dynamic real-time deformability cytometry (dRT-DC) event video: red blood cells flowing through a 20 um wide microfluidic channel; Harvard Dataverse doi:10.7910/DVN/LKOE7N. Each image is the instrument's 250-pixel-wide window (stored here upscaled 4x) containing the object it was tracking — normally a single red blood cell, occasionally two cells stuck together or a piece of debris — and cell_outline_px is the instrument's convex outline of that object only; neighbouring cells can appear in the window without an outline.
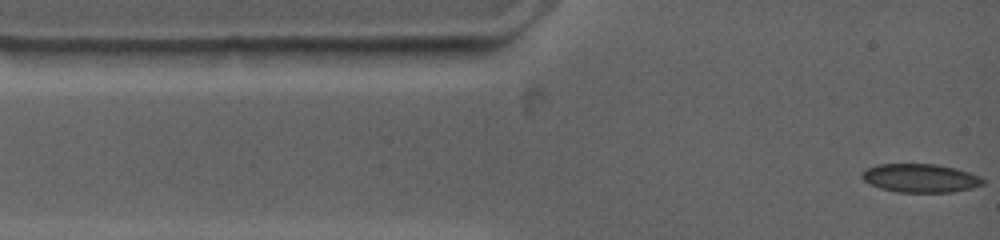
{"species": "common noctule bat (a hibernating species)", "species_latin": "Nyctalus noctula", "temperature_condition": "warm", "stored_images_in_passage": 65, "camera_frame_rate_fps": 4500, "um_per_image_px": 0.085, "animal": {"sex": "female", "body_mass_g": 19.0, "forearm_length_mm": 53.3}, "frame": {"image": 1, "passage_image": 1, "time_ms": 0.0, "image_size_px": [1000, 240], "cell_outline_px": [[984, 184], [972, 188], [952, 192], [900, 192], [880, 188], [864, 180], [860, 176], [868, 168], [876, 164], [936, 164], [956, 168], [980, 176], [984, 180]], "centroid_in_image_um": [78.26, 15.13], "position_along_channel_um": 6.7, "area_um2": 20.0}}
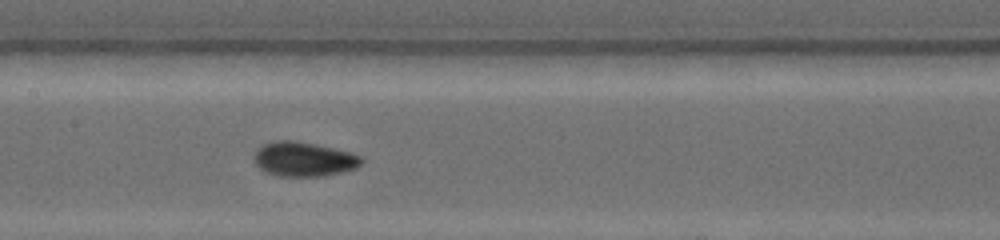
{"frame": {"image": 2, "passage_image": 23, "time_ms": 5.778, "image_size_px": [1000, 240], "cell_outline_px": [[364, 160], [356, 168], [344, 172], [324, 176], [276, 176], [264, 172], [252, 160], [252, 156], [256, 148], [264, 144], [276, 140], [292, 140], [316, 144], [348, 152], [360, 156]], "centroid_in_image_um": [25.76, 13.53], "position_along_channel_um": 181.6, "area_um2": 21.79}}
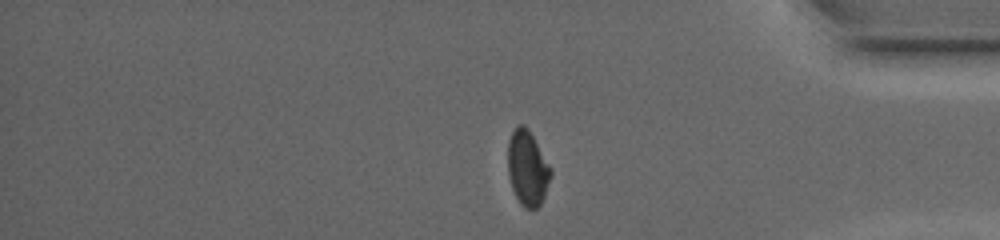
{"frame": {"image": 3, "passage_image": 52, "time_ms": 12.0, "image_size_px": [1000, 240], "cell_outline_px": [[552, 176], [544, 196], [540, 204], [536, 208], [524, 208], [520, 204], [512, 188], [508, 176], [508, 140], [516, 124], [524, 124], [528, 128], [552, 168]], "centroid_in_image_um": [44.84, 14.27], "position_along_channel_um": 390.4, "area_um2": 18.96}, "authors_computed_cell_mechanics": {"area_um2": 19.8254, "velocity_mm_per_s": 3.7323, "shape_relaxation_time_tau1_ms": null, "shape_relaxation_time_tau2_ms": 0.8556, "deformation_change_tau1": null, "deformation_change_tau2": 0.0318}}